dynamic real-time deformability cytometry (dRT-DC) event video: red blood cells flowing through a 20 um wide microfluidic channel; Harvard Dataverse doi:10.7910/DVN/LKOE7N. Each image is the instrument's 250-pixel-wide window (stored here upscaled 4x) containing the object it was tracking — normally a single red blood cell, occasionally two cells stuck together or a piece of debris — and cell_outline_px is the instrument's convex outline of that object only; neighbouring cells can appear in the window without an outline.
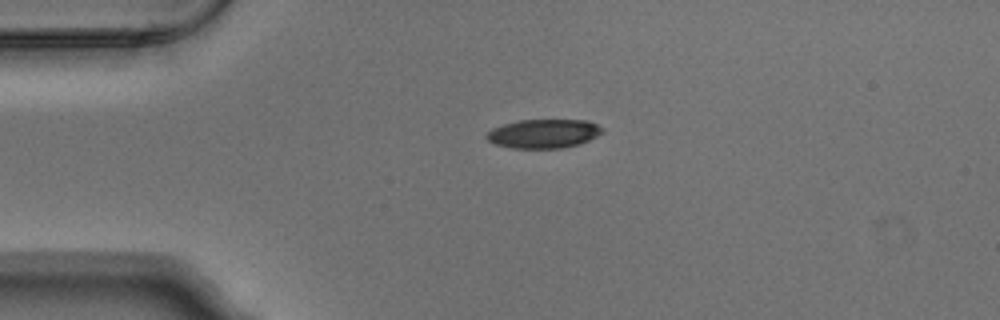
{"species": "Egyptian fruit bat (a non-hibernating species)", "species_latin": "Rousettus aegyptiacus", "temperature_condition": "warm", "stored_images_in_passage": 1, "camera_frame_rate_fps": 3000, "um_per_image_px": 0.085, "animal": {"sex": "male"}, "frame": {"image": 1, "passage_image": 1, "time_ms": 0.0, "image_size_px": [1000, 320], "cell_outline_px": [[604, 132], [580, 144], [560, 148], [512, 148], [496, 144], [488, 140], [484, 136], [492, 128], [504, 124], [520, 120], [588, 120], [604, 128]], "centroid_in_image_um": [46.22, 11.35], "position_along_channel_um": 38.8, "area_um2": 19.48}}